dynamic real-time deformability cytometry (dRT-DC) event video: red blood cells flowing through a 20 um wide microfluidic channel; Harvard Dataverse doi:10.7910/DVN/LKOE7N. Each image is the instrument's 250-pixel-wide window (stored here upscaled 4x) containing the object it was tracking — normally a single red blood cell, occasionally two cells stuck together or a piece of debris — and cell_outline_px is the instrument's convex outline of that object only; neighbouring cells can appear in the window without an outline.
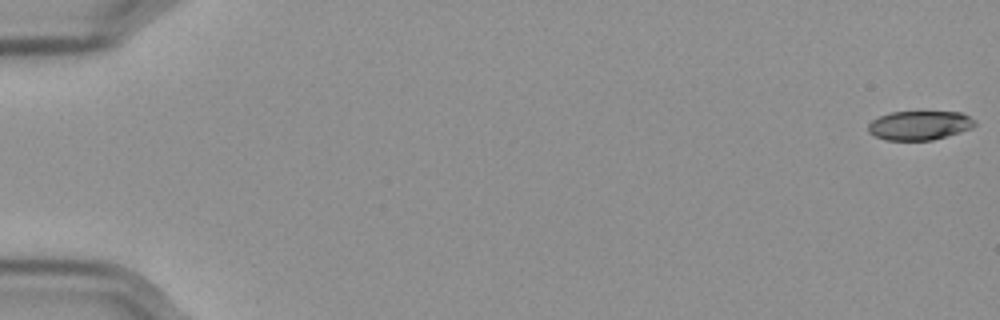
{"species": "Egyptian fruit bat (a non-hibernating species)", "species_latin": "Rousettus aegyptiacus", "temperature_condition": "cold", "stored_images_in_passage": 58, "camera_frame_rate_fps": 3000, "um_per_image_px": 0.085, "frame": {"image": 1, "passage_image": 1, "time_ms": 0.0, "image_size_px": [1000, 320], "cell_outline_px": [[976, 124], [972, 128], [960, 132], [932, 140], [884, 140], [868, 132], [868, 124], [872, 120], [880, 116], [892, 112], [960, 112], [976, 120]], "centroid_in_image_um": [78.16, 10.66], "position_along_channel_um": 6.8, "area_um2": 18.03}}
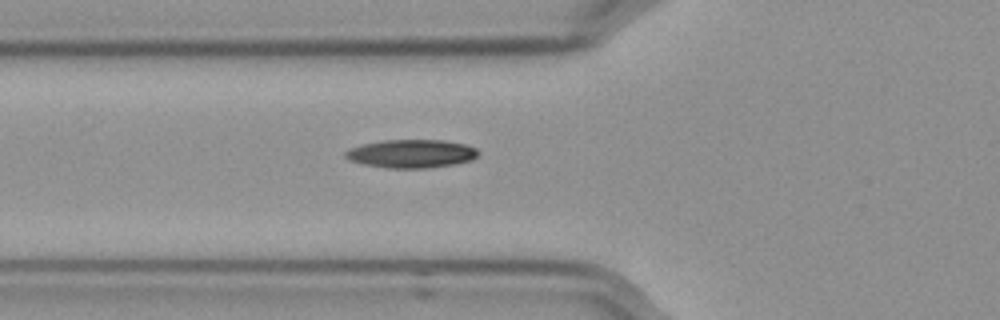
{"frame": {"image": 2, "passage_image": 22, "time_ms": 7.0, "image_size_px": [1000, 320], "cell_outline_px": [[480, 152], [472, 160], [452, 164], [424, 168], [388, 168], [364, 164], [348, 160], [344, 156], [344, 152], [348, 148], [360, 144], [380, 140], [444, 140], [464, 144], [476, 148]], "centroid_in_image_um": [34.91, 13.05], "position_along_channel_um": 90.9, "area_um2": 22.02}}
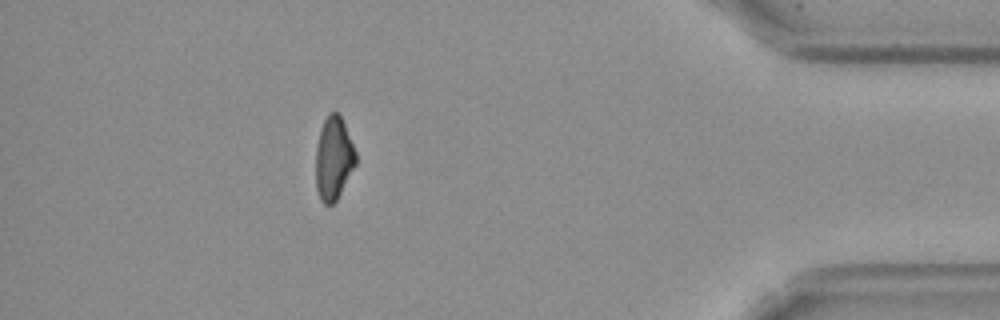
{"frame": {"image": 3, "passage_image": 52, "time_ms": 17.0, "image_size_px": [1000, 320], "cell_outline_px": [[356, 164], [336, 200], [332, 204], [324, 204], [320, 200], [316, 188], [316, 148], [320, 128], [328, 112], [336, 112], [340, 116], [344, 124], [356, 152]], "centroid_in_image_um": [28.34, 13.46], "position_along_channel_um": 406.9, "area_um2": 19.25}, "authors_computed_cell_mechanics": {"area_um2": 20.0855, "velocity_mm_per_s": 3.5833, "shape_relaxation_time_tau1_ms": 6.1019, "shape_relaxation_time_tau2_ms": null, "deformation_change_tau1": 0.1731, "deformation_change_tau2": null}}